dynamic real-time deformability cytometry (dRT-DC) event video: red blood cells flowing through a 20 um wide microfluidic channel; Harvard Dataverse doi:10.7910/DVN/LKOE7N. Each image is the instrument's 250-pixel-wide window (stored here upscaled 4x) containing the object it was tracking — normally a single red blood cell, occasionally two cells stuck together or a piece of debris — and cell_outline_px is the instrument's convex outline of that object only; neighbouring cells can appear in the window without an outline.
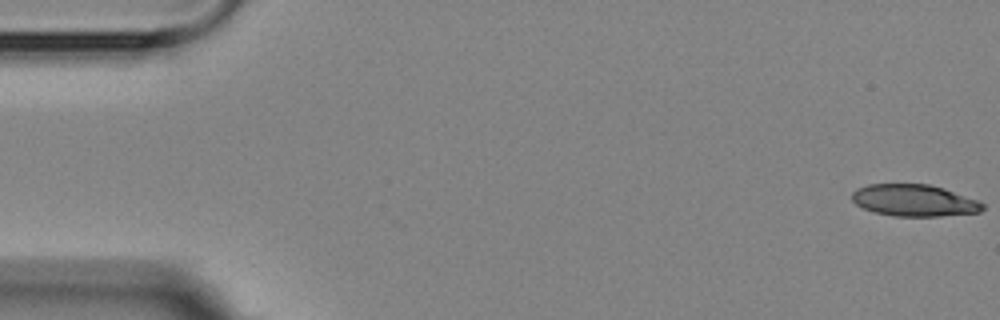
{"species": "Egyptian fruit bat (a non-hibernating species)", "species_latin": "Rousettus aegyptiacus", "temperature_condition": "room temperature", "stored_images_in_passage": 5, "segment_of_instrument_passage": [1, 2], "camera_frame_rate_fps": 3000, "um_per_image_px": 0.085, "animal": {"sex": "female"}, "frame": {"image": 1, "passage_image": 1, "time_ms": 0.0, "image_size_px": [1000, 320], "cell_outline_px": [[984, 208], [980, 212], [940, 216], [892, 216], [872, 212], [856, 204], [852, 200], [852, 192], [856, 188], [868, 184], [928, 184], [944, 188], [980, 200], [984, 204]], "centroid_in_image_um": [77.71, 17.03], "position_along_channel_um": 7.3, "area_um2": 24.45}}
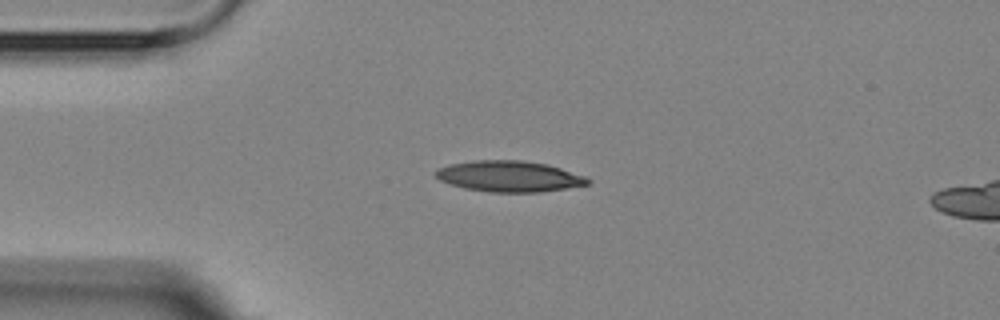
{"frame": {"image": 2, "passage_image": 4, "time_ms": 4.0, "image_size_px": [1000, 320], "cell_outline_px": [[592, 184], [540, 192], [488, 192], [464, 188], [440, 180], [436, 176], [436, 168], [448, 164], [472, 160], [524, 160], [548, 164], [584, 176], [592, 180]], "centroid_in_image_um": [43.29, 14.98], "position_along_channel_um": 41.7, "area_um2": 27.57}}